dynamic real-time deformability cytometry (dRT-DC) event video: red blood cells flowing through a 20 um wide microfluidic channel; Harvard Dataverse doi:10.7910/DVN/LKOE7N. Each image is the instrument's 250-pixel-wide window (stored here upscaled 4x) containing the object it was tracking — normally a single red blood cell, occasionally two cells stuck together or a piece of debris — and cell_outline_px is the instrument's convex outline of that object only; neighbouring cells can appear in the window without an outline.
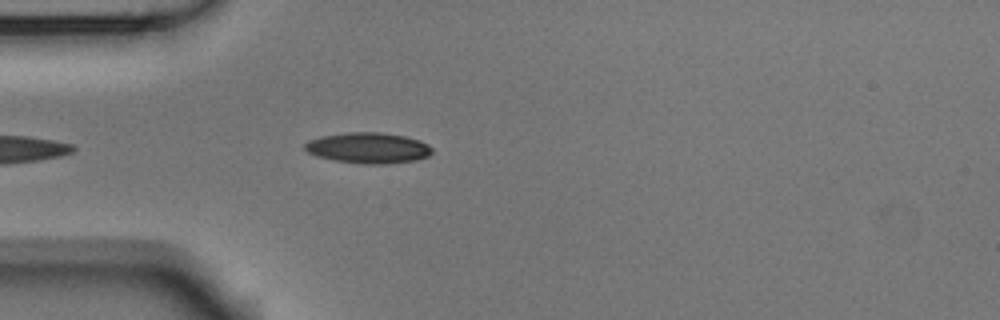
{"species": "Egyptian fruit bat (a non-hibernating species)", "species_latin": "Rousettus aegyptiacus", "temperature_condition": "room temperature", "stored_images_in_passage": 27, "camera_frame_rate_fps": 3000, "um_per_image_px": 0.085, "animal": {"sex": "male"}, "frame": {"image": 1, "passage_image": 3, "time_ms": 0.667, "image_size_px": [1000, 320], "cell_outline_px": [[432, 152], [428, 156], [416, 160], [384, 164], [364, 164], [336, 160], [316, 156], [308, 152], [304, 148], [304, 144], [308, 140], [320, 136], [348, 132], [380, 132], [404, 136], [420, 140], [428, 144], [432, 148]], "centroid_in_image_um": [31.3, 12.57], "position_along_channel_um": 53.7, "area_um2": 22.83}}
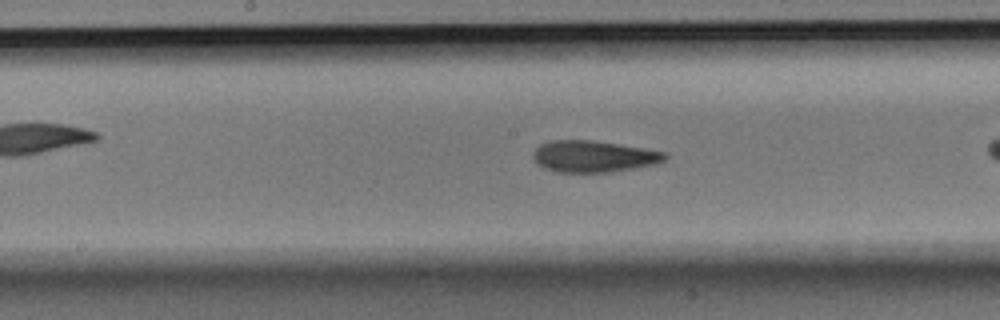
{"frame": {"image": 2, "passage_image": 12, "time_ms": 3.667, "image_size_px": [1000, 320], "cell_outline_px": [[668, 156], [664, 160], [656, 164], [612, 172], [556, 172], [544, 168], [536, 164], [532, 156], [532, 152], [540, 144], [552, 140], [592, 140], [620, 144], [668, 152]], "centroid_in_image_um": [50.45, 13.29], "position_along_channel_um": 197.8, "area_um2": 24.51}}
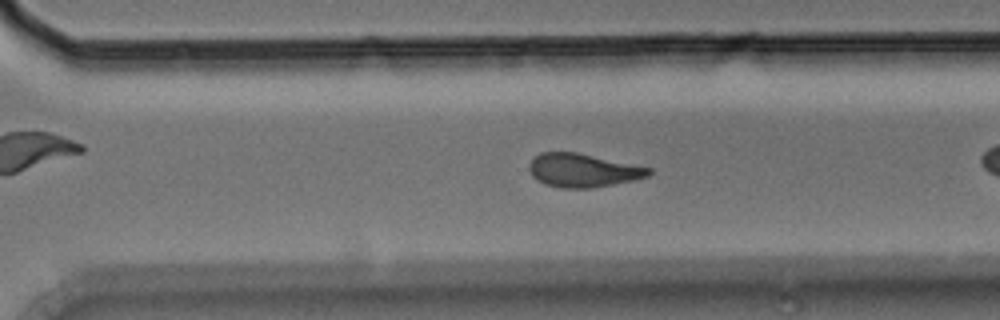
{"frame": {"image": 3, "passage_image": 22, "time_ms": 7.0, "image_size_px": [1000, 320], "cell_outline_px": [[652, 172], [648, 176], [632, 180], [592, 188], [564, 188], [544, 184], [536, 180], [532, 176], [528, 168], [528, 164], [540, 152], [576, 152], [652, 168]], "centroid_in_image_um": [49.51, 14.48], "position_along_channel_um": 321.1, "area_um2": 23.24}}